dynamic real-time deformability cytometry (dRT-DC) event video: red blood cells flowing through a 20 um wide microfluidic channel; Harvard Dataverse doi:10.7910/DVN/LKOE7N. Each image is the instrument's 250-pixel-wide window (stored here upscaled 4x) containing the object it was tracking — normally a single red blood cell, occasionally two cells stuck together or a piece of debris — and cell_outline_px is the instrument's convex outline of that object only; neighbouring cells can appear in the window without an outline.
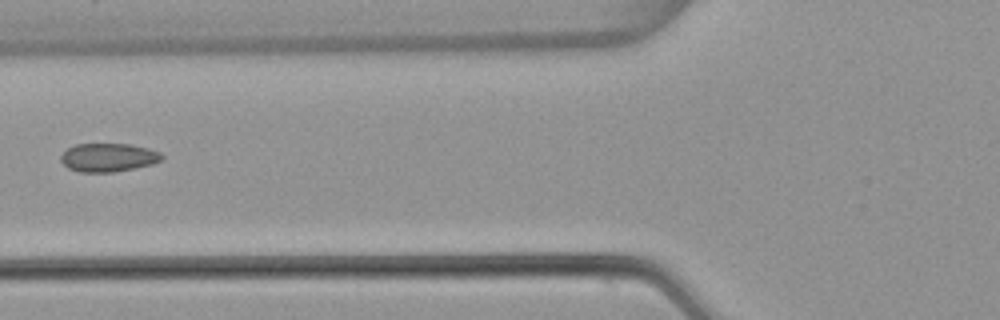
{"species": "common noctule bat (a hibernating species)", "species_latin": "Nyctalus noctula", "temperature_condition": "warm", "stored_images_in_passage": 3, "camera_frame_rate_fps": 3000, "um_per_image_px": 0.085, "animal": {"sex": "female", "body_mass_g": 22.7, "forearm_length_mm": 54.2}, "frame": {"image": 1, "passage_image": 3, "time_ms": 0.667, "image_size_px": [1000, 320], "cell_outline_px": [[164, 156], [160, 160], [152, 164], [136, 168], [112, 172], [80, 172], [68, 168], [60, 160], [60, 156], [68, 148], [76, 144], [132, 144], [148, 148], [160, 152]], "centroid_in_image_um": [9.21, 13.38], "position_along_channel_um": 116.6, "area_um2": 16.76}}